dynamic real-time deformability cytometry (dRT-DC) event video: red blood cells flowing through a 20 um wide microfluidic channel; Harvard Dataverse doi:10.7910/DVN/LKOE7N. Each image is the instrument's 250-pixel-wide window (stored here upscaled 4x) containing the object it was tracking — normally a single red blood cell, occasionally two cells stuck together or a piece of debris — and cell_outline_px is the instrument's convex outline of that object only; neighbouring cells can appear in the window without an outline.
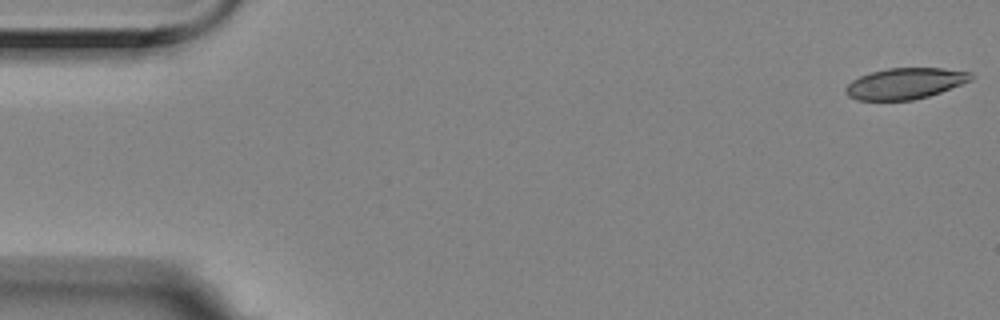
{"species": "Egyptian fruit bat (a non-hibernating species)", "species_latin": "Rousettus aegyptiacus", "temperature_condition": "room temperature", "stored_images_in_passage": 4, "camera_frame_rate_fps": 3000, "um_per_image_px": 0.085, "animal": {"sex": "female"}, "frame": {"image": 1, "passage_image": 1, "time_ms": 0.0, "image_size_px": [1000, 320], "cell_outline_px": [[976, 76], [972, 80], [940, 92], [928, 96], [912, 100], [856, 100], [848, 96], [844, 92], [844, 88], [852, 80], [860, 76], [872, 72], [888, 68], [944, 68], [972, 72]], "centroid_in_image_um": [76.95, 7.09], "position_along_channel_um": 8.1, "area_um2": 22.77}}